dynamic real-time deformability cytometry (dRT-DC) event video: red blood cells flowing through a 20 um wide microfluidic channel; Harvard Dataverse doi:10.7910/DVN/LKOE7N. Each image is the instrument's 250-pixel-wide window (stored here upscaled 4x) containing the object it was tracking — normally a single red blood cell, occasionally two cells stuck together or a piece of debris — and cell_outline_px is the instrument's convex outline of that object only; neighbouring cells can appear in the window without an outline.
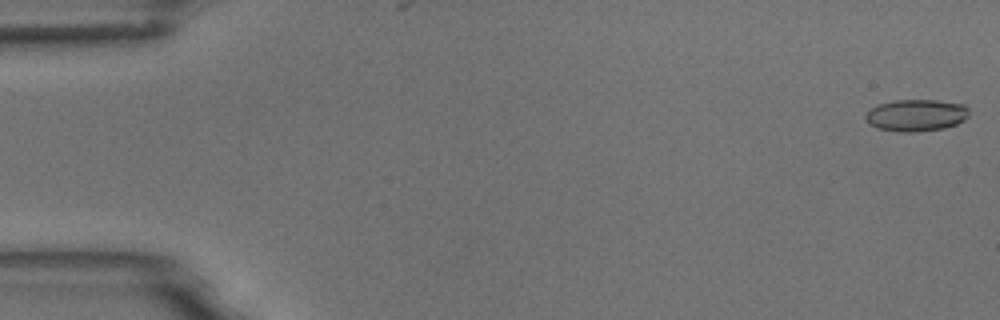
{"species": "common noctule bat (a hibernating species)", "species_latin": "Nyctalus noctula", "temperature_condition": "room temperature", "stored_images_in_passage": 7, "camera_frame_rate_fps": 3000, "um_per_image_px": 0.085, "animal": {"sex": "male", "body_mass_g": 18.8}, "frame": {"image": 1, "passage_image": 1, "time_ms": 0.0, "image_size_px": [1000, 320], "cell_outline_px": [[968, 116], [964, 120], [956, 124], [944, 128], [916, 132], [900, 132], [876, 128], [868, 124], [864, 120], [864, 116], [872, 108], [880, 104], [896, 100], [936, 100], [964, 104], [968, 108]], "centroid_in_image_um": [77.86, 9.81], "position_along_channel_um": 7.1, "area_um2": 19.31}}
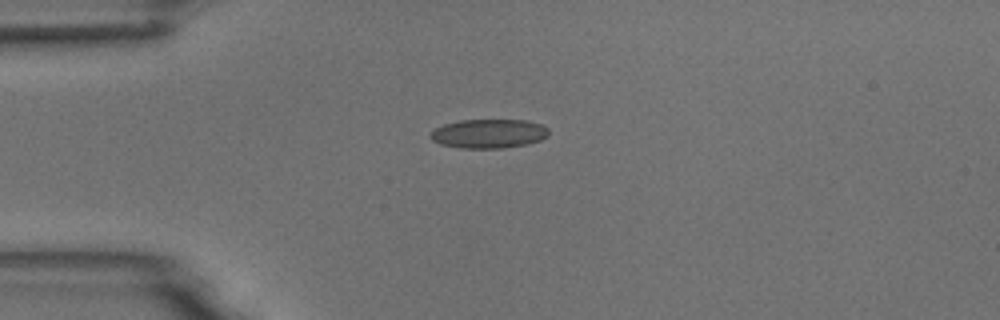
{"frame": {"image": 2, "passage_image": 5, "time_ms": 1.333, "image_size_px": [1000, 320], "cell_outline_px": [[548, 136], [540, 140], [524, 144], [504, 148], [460, 148], [440, 144], [432, 140], [428, 136], [436, 128], [444, 124], [460, 120], [528, 120], [540, 124], [548, 128]], "centroid_in_image_um": [41.53, 11.35], "position_along_channel_um": 43.5, "area_um2": 20.0}}